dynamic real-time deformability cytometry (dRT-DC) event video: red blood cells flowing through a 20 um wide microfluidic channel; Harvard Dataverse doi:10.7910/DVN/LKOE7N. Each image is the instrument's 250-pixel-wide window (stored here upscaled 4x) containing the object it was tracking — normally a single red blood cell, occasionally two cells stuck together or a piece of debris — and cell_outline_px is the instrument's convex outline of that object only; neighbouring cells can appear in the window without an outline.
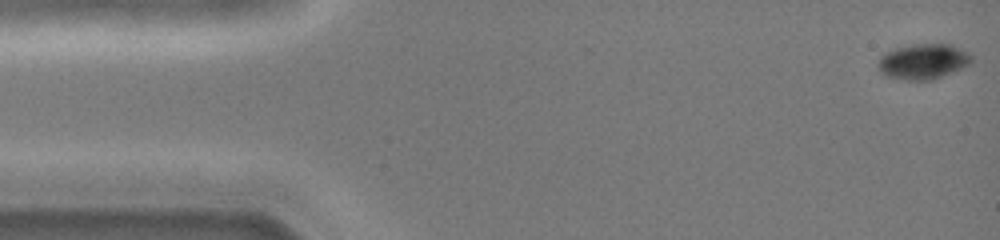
{"species": "common noctule bat (a hibernating species)", "species_latin": "Nyctalus noctula", "temperature_condition": "cold", "stored_images_in_passage": 46, "camera_frame_rate_fps": 3000, "um_per_image_px": 0.085, "animal": {"sex": "female", "body_mass_g": 19.0, "forearm_length_mm": 51.5}, "frame": {"image": 1, "passage_image": 1, "time_ms": 0.0, "image_size_px": [1000, 240], "cell_outline_px": [[972, 64], [932, 80], [900, 80], [888, 76], [880, 72], [880, 56], [884, 52], [896, 48], [912, 44], [952, 44], [968, 52], [972, 56]], "centroid_in_image_um": [78.5, 5.22], "position_along_channel_um": 6.5, "area_um2": 19.31}}
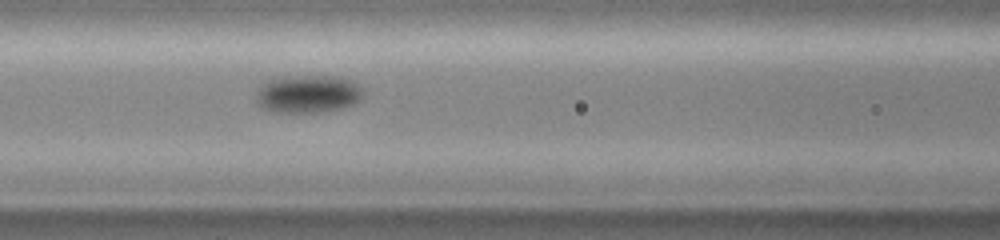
{"frame": {"image": 2, "passage_image": 19, "time_ms": 6.0, "image_size_px": [1000, 240], "cell_outline_px": [[364, 96], [360, 100], [344, 108], [324, 112], [272, 112], [260, 108], [256, 100], [256, 96], [260, 88], [268, 80], [280, 76], [336, 76], [348, 80], [364, 88]], "centroid_in_image_um": [26.18, 7.99], "position_along_channel_um": 140.4, "area_um2": 23.87}}
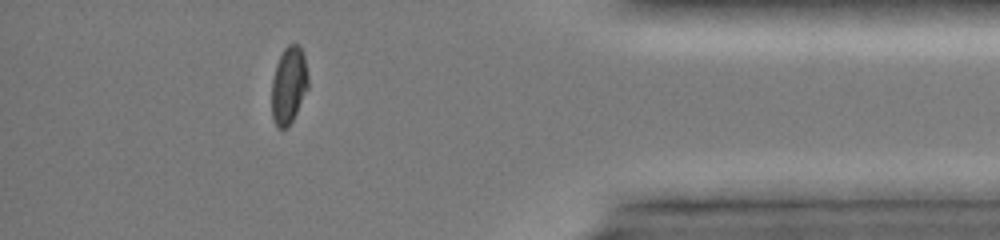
{"frame": {"image": 3, "passage_image": 40, "time_ms": 13.0, "image_size_px": [1000, 240], "cell_outline_px": [[308, 88], [288, 128], [276, 128], [272, 116], [272, 80], [276, 64], [284, 48], [288, 44], [300, 44], [304, 52], [308, 76]], "centroid_in_image_um": [24.55, 7.22], "position_along_channel_um": 410.7, "area_um2": 16.53}, "authors_computed_cell_mechanics": {"area_um2": 20.2589, "velocity_mm_per_s": 4.2059, "shape_relaxation_time_tau1_ms": 2.7431, "shape_relaxation_time_tau2_ms": null, "deformation_change_tau1": 0.0804, "deformation_change_tau2": null}}